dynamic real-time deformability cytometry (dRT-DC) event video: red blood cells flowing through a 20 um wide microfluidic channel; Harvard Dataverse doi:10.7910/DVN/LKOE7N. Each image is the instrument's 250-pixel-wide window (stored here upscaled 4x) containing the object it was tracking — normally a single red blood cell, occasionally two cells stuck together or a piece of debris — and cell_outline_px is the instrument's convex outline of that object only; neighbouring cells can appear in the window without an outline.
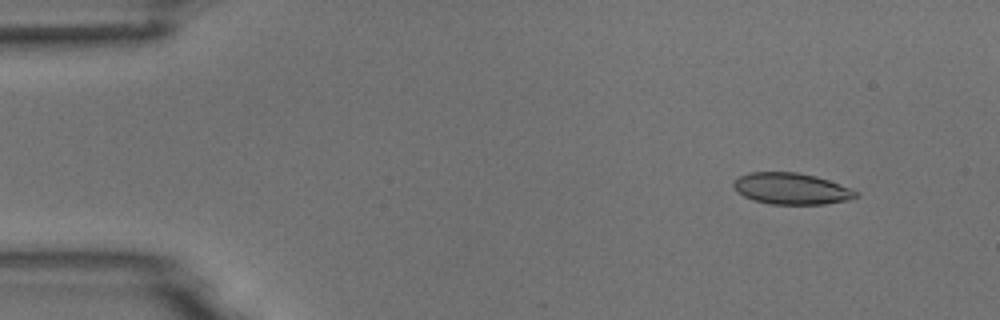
{"species": "common noctule bat (a hibernating species)", "species_latin": "Nyctalus noctula", "temperature_condition": "room temperature", "stored_images_in_passage": 6, "camera_frame_rate_fps": 3000, "um_per_image_px": 0.085, "animal": {"sex": "male", "body_mass_g": 18.8}, "frame": {"image": 1, "passage_image": 2, "time_ms": 0.333, "image_size_px": [1000, 320], "cell_outline_px": [[860, 196], [848, 200], [824, 204], [772, 204], [752, 200], [736, 192], [732, 188], [732, 180], [748, 172], [796, 172], [816, 176], [828, 180], [860, 192]], "centroid_in_image_um": [67.23, 16.03], "position_along_channel_um": 17.8, "area_um2": 22.6}}
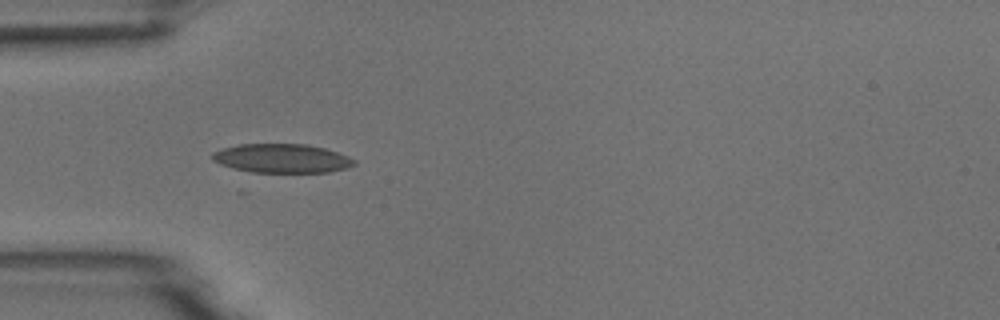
{"frame": {"image": 2, "passage_image": 5, "time_ms": 1.333, "image_size_px": [1000, 320], "cell_outline_px": [[356, 164], [348, 168], [328, 172], [252, 172], [232, 168], [220, 164], [212, 160], [212, 152], [224, 148], [240, 144], [304, 144], [324, 148], [348, 156], [356, 160]], "centroid_in_image_um": [23.96, 13.46], "position_along_channel_um": 61.0, "area_um2": 23.87}}